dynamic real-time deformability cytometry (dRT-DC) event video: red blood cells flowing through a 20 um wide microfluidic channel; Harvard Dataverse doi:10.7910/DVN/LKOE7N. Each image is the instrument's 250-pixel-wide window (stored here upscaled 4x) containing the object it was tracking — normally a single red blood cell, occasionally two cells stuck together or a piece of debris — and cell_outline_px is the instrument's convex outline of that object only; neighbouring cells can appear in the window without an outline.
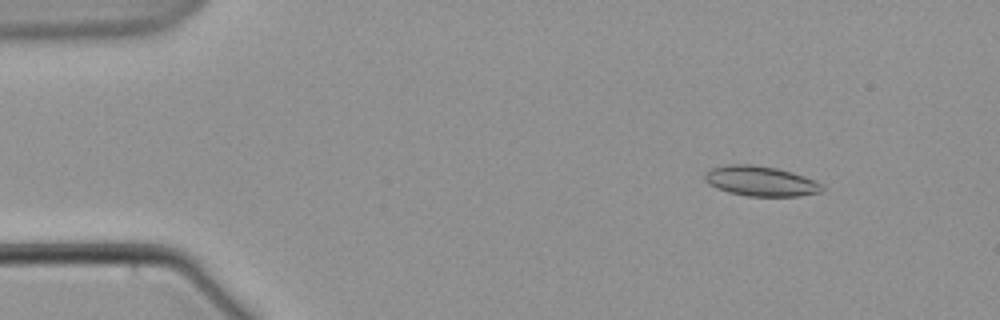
{"species": "common noctule bat (a hibernating species)", "species_latin": "Nyctalus noctula", "temperature_condition": "warm", "stored_images_in_passage": 5, "camera_frame_rate_fps": 3000, "um_per_image_px": 0.085, "animal": {"sex": "male", "body_mass_g": 21.5, "forearm_length_mm": 52.0}, "frame": {"image": 1, "passage_image": 2, "time_ms": 2.0, "image_size_px": [1000, 320], "cell_outline_px": [[824, 188], [820, 192], [800, 196], [748, 196], [728, 192], [716, 188], [708, 184], [704, 180], [704, 172], [712, 168], [728, 164], [752, 164], [776, 168], [792, 172], [804, 176], [820, 184]], "centroid_in_image_um": [64.6, 15.39], "position_along_channel_um": 20.4, "area_um2": 20.52}}
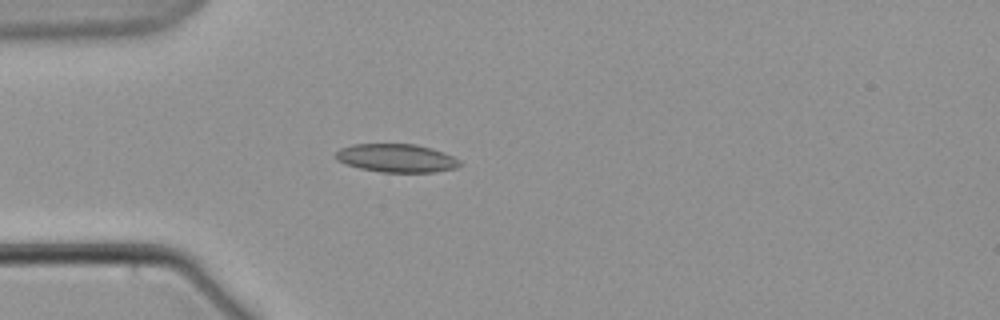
{"frame": {"image": 2, "passage_image": 5, "time_ms": 5.667, "image_size_px": [1000, 320], "cell_outline_px": [[464, 164], [456, 168], [432, 172], [380, 172], [360, 168], [336, 160], [336, 152], [340, 148], [352, 144], [416, 144], [432, 148], [444, 152], [460, 160]], "centroid_in_image_um": [33.73, 13.43], "position_along_channel_um": 51.3, "area_um2": 20.52}}